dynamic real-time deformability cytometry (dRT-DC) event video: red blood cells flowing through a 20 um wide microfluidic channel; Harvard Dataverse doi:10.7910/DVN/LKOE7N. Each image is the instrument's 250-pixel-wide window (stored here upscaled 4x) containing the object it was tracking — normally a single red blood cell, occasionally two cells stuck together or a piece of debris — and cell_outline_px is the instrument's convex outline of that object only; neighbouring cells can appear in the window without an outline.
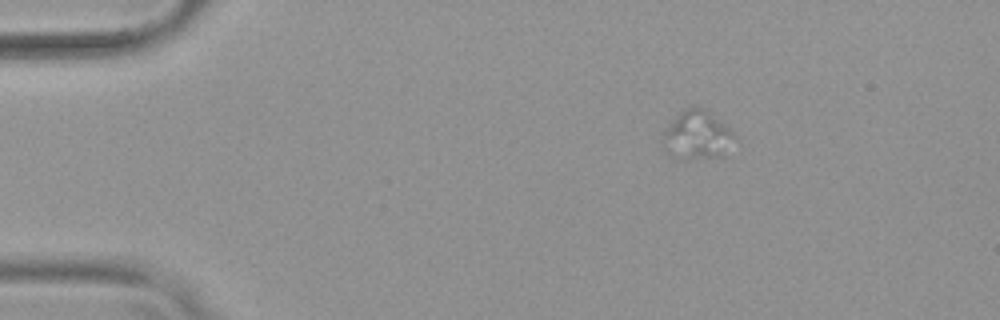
{"species": "common noctule bat (a hibernating species)", "species_latin": "Nyctalus noctula", "temperature_condition": "warm", "stored_images_in_passage": 35, "camera_frame_rate_fps": 3000, "um_per_image_px": 0.085, "animal": {"sex": "female", "body_mass_g": 19.9}, "frame": {"image": 1, "passage_image": 11, "time_ms": 3.333, "image_size_px": [1000, 320], "cell_outline_px": [[732, 136], [724, 156], [684, 160], [664, 136], [664, 132], [676, 116], [684, 108], [704, 108], [728, 128], [732, 132]], "centroid_in_image_um": [59.34, 11.45], "position_along_channel_um": 25.7, "area_um2": 18.44}}
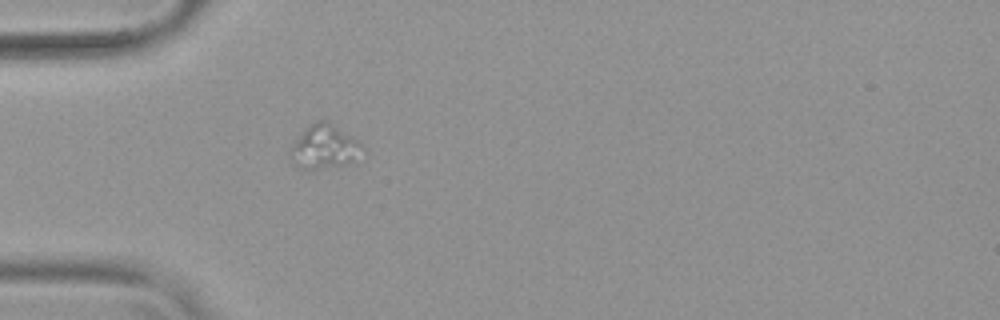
{"frame": {"image": 2, "passage_image": 19, "time_ms": 6.0, "image_size_px": [1000, 320], "cell_outline_px": [[364, 148], [352, 160], [344, 164], [316, 168], [300, 168], [292, 148], [292, 144], [304, 128], [316, 120], [328, 120], [356, 140]], "centroid_in_image_um": [27.58, 12.41], "position_along_channel_um": 57.4, "area_um2": 17.28}}
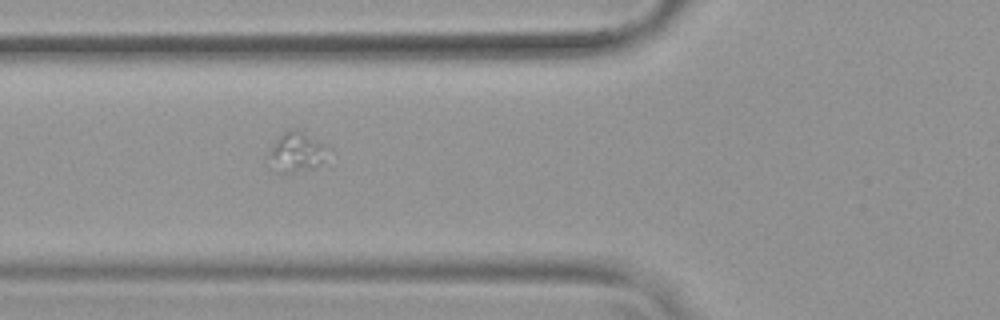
{"frame": {"image": 3, "passage_image": 23, "time_ms": 7.333, "image_size_px": [1000, 320], "cell_outline_px": [[320, 164], [312, 168], [292, 172], [276, 172], [268, 152], [276, 140], [288, 128], [296, 128], [320, 144]], "centroid_in_image_um": [25.05, 12.92], "position_along_channel_um": 100.8, "area_um2": 12.37}}